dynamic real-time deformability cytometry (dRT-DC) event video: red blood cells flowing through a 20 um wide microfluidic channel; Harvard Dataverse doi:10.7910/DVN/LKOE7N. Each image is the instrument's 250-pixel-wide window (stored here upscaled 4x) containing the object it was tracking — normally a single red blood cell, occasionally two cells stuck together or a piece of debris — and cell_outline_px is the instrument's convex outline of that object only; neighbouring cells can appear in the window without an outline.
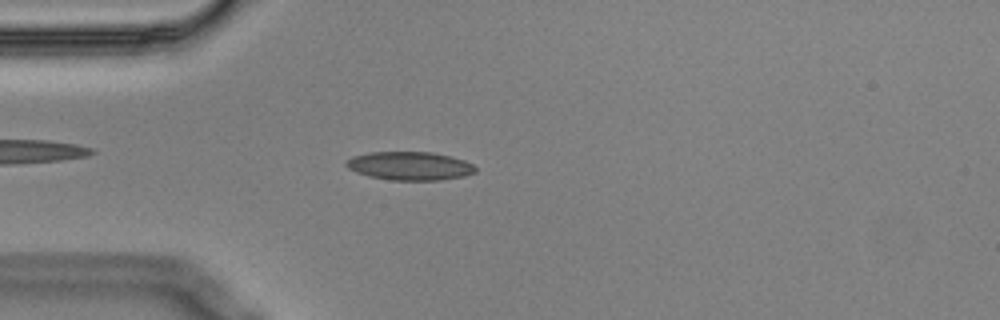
{"species": "Egyptian fruit bat (a non-hibernating species)", "species_latin": "Rousettus aegyptiacus", "temperature_condition": "cold", "stored_images_in_passage": 55, "camera_frame_rate_fps": 3000, "um_per_image_px": 0.085, "animal": {"sex": "male"}, "frame": {"image": 1, "passage_image": 14, "time_ms": 4.333, "image_size_px": [1000, 320], "cell_outline_px": [[476, 172], [464, 176], [440, 180], [388, 180], [368, 176], [356, 172], [348, 168], [344, 164], [352, 156], [372, 152], [432, 152], [464, 160], [472, 164], [476, 168]], "centroid_in_image_um": [34.82, 14.11], "position_along_channel_um": 50.2, "area_um2": 21.39}}
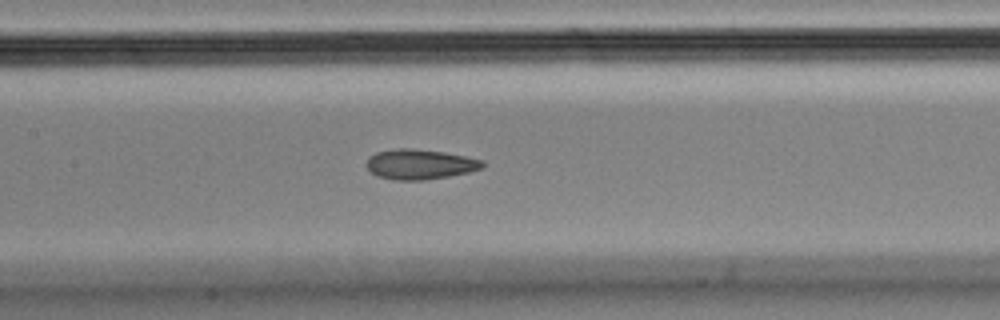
{"frame": {"image": 2, "passage_image": 25, "time_ms": 8.0, "image_size_px": [1000, 320], "cell_outline_px": [[484, 168], [468, 172], [448, 176], [424, 180], [396, 180], [376, 176], [368, 168], [368, 160], [376, 152], [400, 148], [408, 148], [444, 152], [484, 160]], "centroid_in_image_um": [35.73, 13.97], "position_along_channel_um": 171.7, "area_um2": 20.06}}
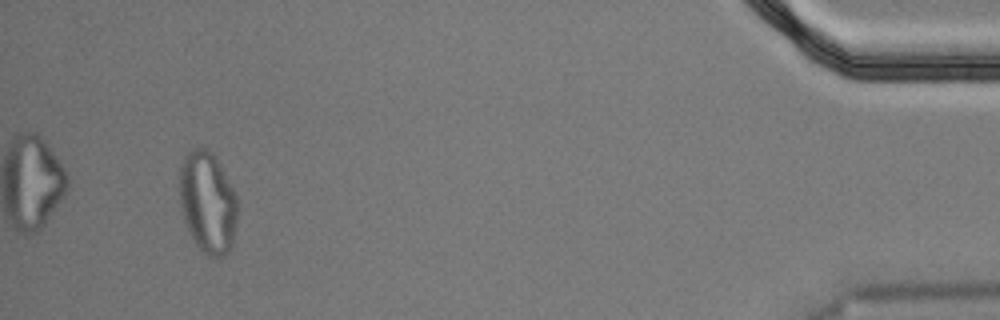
{"frame": {"image": 3, "passage_image": 52, "time_ms": 17.0, "image_size_px": [1000, 320], "cell_outline_px": [[236, 220], [232, 248], [224, 256], [208, 256], [196, 244], [184, 220], [180, 204], [180, 168], [184, 156], [192, 148], [204, 148], [220, 164], [236, 196]], "centroid_in_image_um": [17.64, 17.22], "position_along_channel_um": 417.6, "area_um2": 33.7}, "authors_computed_cell_mechanics": {"area_um2": 20.2878, "velocity_mm_per_s": 3.5414, "shape_relaxation_time_tau1_ms": null, "shape_relaxation_time_tau2_ms": 2.1148, "deformation_change_tau1": null, "deformation_change_tau2": 0.0804}}